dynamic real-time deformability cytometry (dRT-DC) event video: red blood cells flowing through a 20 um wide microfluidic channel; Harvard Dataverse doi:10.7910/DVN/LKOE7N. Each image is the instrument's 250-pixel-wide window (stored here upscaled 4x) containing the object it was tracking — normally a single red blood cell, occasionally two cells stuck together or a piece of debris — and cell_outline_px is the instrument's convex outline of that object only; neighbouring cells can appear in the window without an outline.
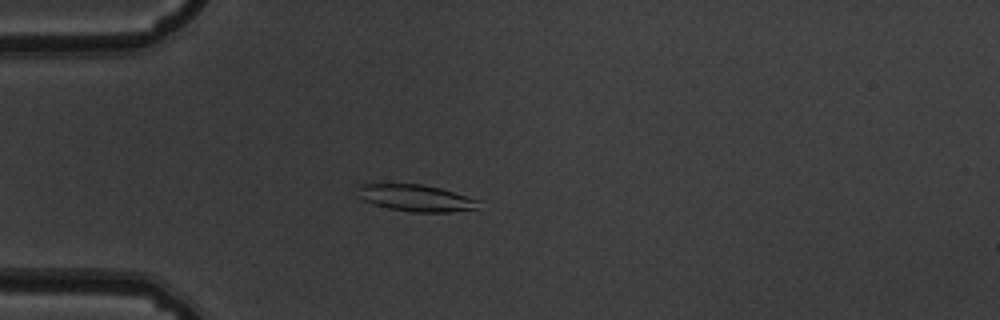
{"species": "common noctule bat (a hibernating species)", "species_latin": "Nyctalus noctula", "temperature_condition": "warm", "stored_images_in_passage": 53, "camera_frame_rate_fps": 3000, "um_per_image_px": 0.085, "animal": {"sex": "male", "body_mass_g": 19.5, "forearm_length_mm": 54.6}, "frame": {"image": 1, "passage_image": 15, "time_ms": 4.667, "image_size_px": [1000, 320], "cell_outline_px": [[480, 212], [412, 212], [388, 208], [364, 200], [356, 196], [356, 188], [360, 184], [420, 184], [440, 188], [480, 200]], "centroid_in_image_um": [35.45, 16.85], "position_along_channel_um": 49.5, "area_um2": 19.31}}
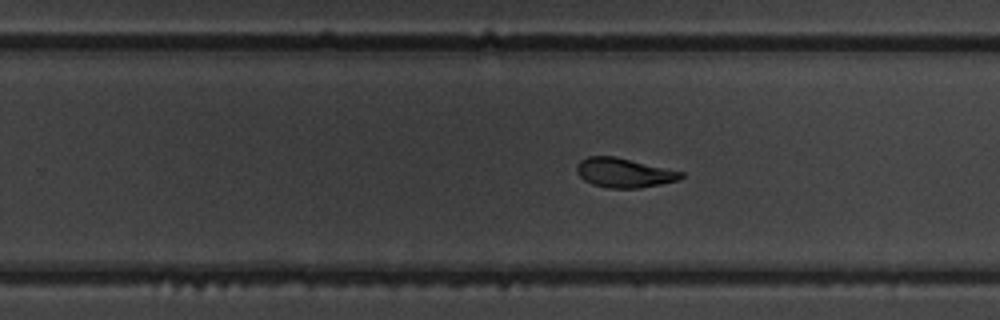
{"frame": {"image": 2, "passage_image": 34, "time_ms": 11.0, "image_size_px": [1000, 320], "cell_outline_px": [[684, 176], [680, 180], [640, 188], [608, 188], [592, 184], [584, 180], [576, 172], [576, 164], [580, 160], [588, 156], [616, 156], [684, 172]], "centroid_in_image_um": [53.04, 14.68], "position_along_channel_um": 276.8, "area_um2": 18.03}}
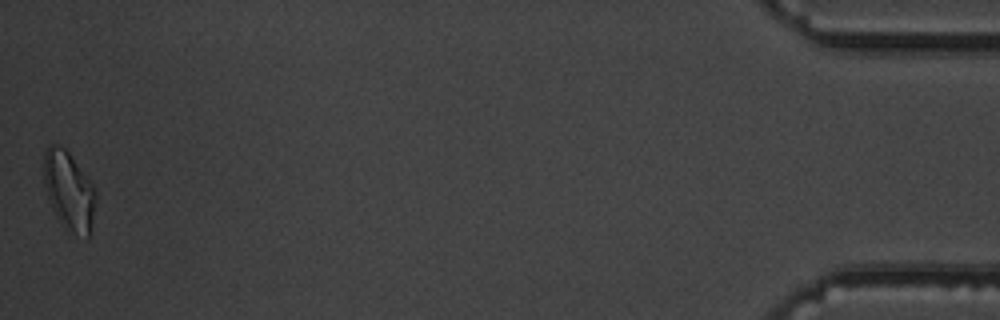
{"frame": {"image": 3, "passage_image": 53, "time_ms": 17.333, "image_size_px": [1000, 320], "cell_outline_px": [[96, 200], [88, 236], [72, 228], [60, 220], [52, 208], [44, 184], [44, 152], [52, 144], [56, 144], [64, 148], [68, 152], [92, 184], [96, 192]], "centroid_in_image_um": [5.84, 16.1], "position_along_channel_um": 429.4, "area_um2": 22.48}, "authors_computed_cell_mechanics": {"area_um2": 18.785, "velocity_mm_per_s": 3.8276, "shape_relaxation_time_tau1_ms": 6.1403, "shape_relaxation_time_tau2_ms": 1.6323, "deformation_change_tau1": 0.1804, "deformation_change_tau2": 0.0701}}